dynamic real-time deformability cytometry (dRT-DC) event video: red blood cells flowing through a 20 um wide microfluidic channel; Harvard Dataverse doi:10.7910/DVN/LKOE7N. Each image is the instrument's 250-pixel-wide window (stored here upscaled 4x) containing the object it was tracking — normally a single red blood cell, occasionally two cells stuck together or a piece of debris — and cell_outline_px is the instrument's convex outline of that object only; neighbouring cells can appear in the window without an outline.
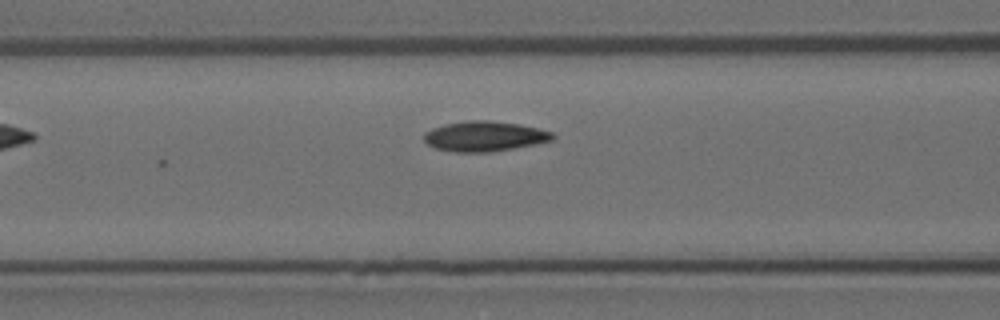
{"species": "Egyptian fruit bat (a non-hibernating species)", "species_latin": "Rousettus aegyptiacus", "temperature_condition": "room temperature", "stored_images_in_passage": 4, "camera_frame_rate_fps": 3000, "um_per_image_px": 0.085, "animal": {"sex": "female"}, "frame": {"image": 1, "passage_image": 4, "time_ms": 1.0, "image_size_px": [1000, 320], "cell_outline_px": [[556, 136], [552, 140], [536, 144], [488, 152], [452, 152], [432, 148], [424, 140], [424, 132], [432, 128], [444, 124], [468, 120], [492, 120], [520, 124], [552, 132]], "centroid_in_image_um": [41.15, 11.58], "position_along_channel_um": 125.5, "area_um2": 22.72}}